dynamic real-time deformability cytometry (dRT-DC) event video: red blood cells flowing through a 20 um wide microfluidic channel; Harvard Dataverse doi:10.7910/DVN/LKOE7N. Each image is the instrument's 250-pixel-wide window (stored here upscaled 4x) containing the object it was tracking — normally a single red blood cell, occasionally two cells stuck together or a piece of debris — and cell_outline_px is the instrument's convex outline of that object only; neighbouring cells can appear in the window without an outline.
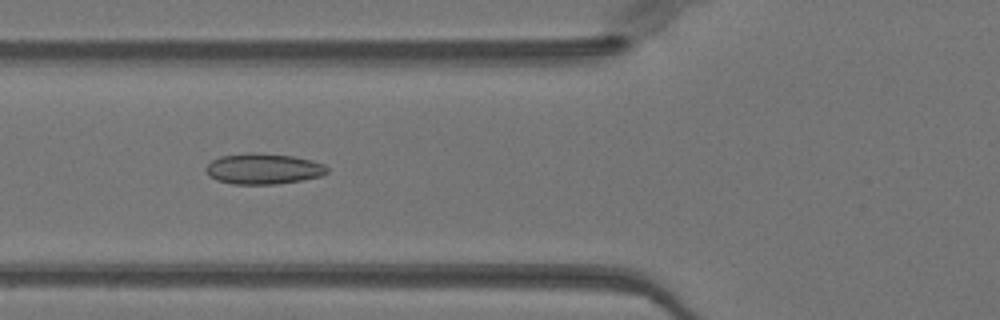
{"species": "Egyptian fruit bat (a non-hibernating species)", "species_latin": "Rousettus aegyptiacus", "temperature_condition": "warm", "stored_images_in_passage": 50, "camera_frame_rate_fps": 3000, "um_per_image_px": 0.085, "animal": {"sex": "female"}, "frame": {"image": 1, "passage_image": 19, "time_ms": 6.0, "image_size_px": [1000, 320], "cell_outline_px": [[328, 172], [320, 176], [300, 180], [276, 184], [232, 184], [216, 180], [208, 176], [204, 168], [212, 160], [220, 156], [248, 152], [252, 152], [292, 156], [312, 160], [324, 164], [328, 168]], "centroid_in_image_um": [22.34, 14.34], "position_along_channel_um": 103.5, "area_um2": 21.79}}
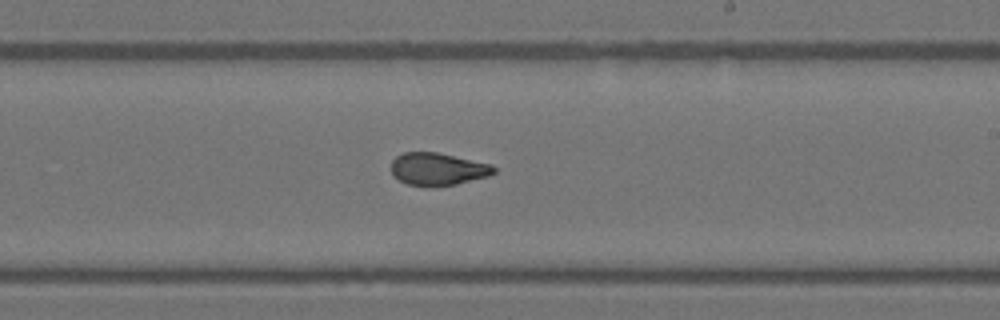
{"frame": {"image": 2, "passage_image": 30, "time_ms": 9.667, "image_size_px": [1000, 320], "cell_outline_px": [[496, 172], [488, 176], [456, 184], [408, 184], [392, 176], [392, 160], [396, 156], [404, 152], [436, 152], [492, 164], [496, 168]], "centroid_in_image_um": [37.23, 14.33], "position_along_channel_um": 251.8, "area_um2": 18.96}}
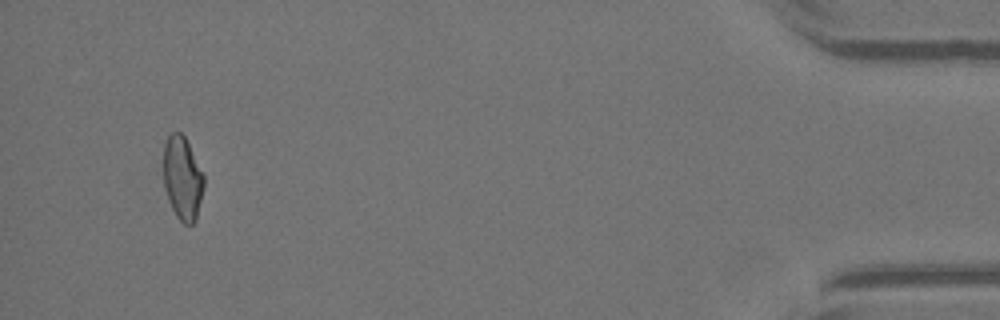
{"frame": {"image": 3, "passage_image": 48, "time_ms": 15.667, "image_size_px": [1000, 320], "cell_outline_px": [[204, 188], [196, 220], [192, 224], [184, 224], [176, 216], [168, 200], [164, 188], [164, 144], [168, 136], [172, 132], [180, 132], [184, 136], [204, 176]], "centroid_in_image_um": [15.51, 15.17], "position_along_channel_um": 419.7, "area_um2": 19.54}, "authors_computed_cell_mechanics": {"area_um2": 20.5479, "velocity_mm_per_s": 4.0502, "shape_relaxation_time_tau1_ms": null, "shape_relaxation_time_tau2_ms": 1.382, "deformation_change_tau1": null, "deformation_change_tau2": 0.0753}}